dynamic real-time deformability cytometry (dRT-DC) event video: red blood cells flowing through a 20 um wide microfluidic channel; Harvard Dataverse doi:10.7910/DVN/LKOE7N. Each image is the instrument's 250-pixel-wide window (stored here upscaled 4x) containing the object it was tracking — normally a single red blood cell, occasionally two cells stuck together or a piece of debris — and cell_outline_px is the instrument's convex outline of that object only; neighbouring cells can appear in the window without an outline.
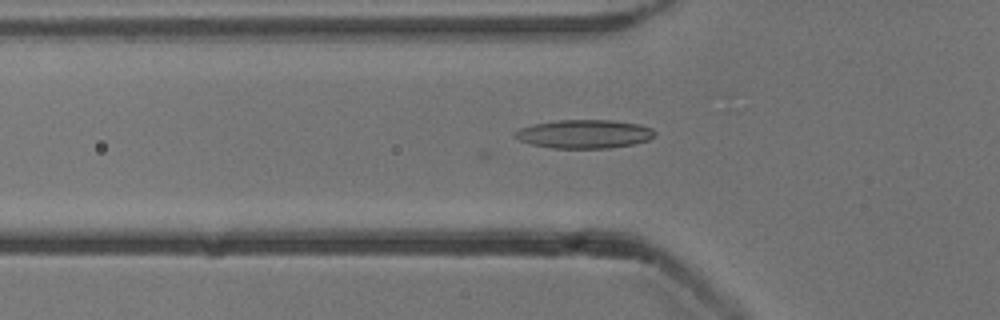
{"species": "common noctule bat (a hibernating species)", "species_latin": "Nyctalus noctula", "temperature_condition": "cold", "stored_images_in_passage": 24, "camera_frame_rate_fps": 3000, "um_per_image_px": 0.085, "animal": {"sex": "male", "body_mass_g": 13.3}, "frame": {"image": 1, "passage_image": 6, "time_ms": 1.667, "image_size_px": [1000, 320], "cell_outline_px": [[656, 132], [648, 140], [632, 144], [608, 148], [552, 148], [532, 144], [520, 140], [512, 136], [512, 132], [520, 128], [532, 124], [556, 120], [612, 120], [640, 124], [652, 128]], "centroid_in_image_um": [49.62, 11.38], "position_along_channel_um": 76.2, "area_um2": 23.35}}
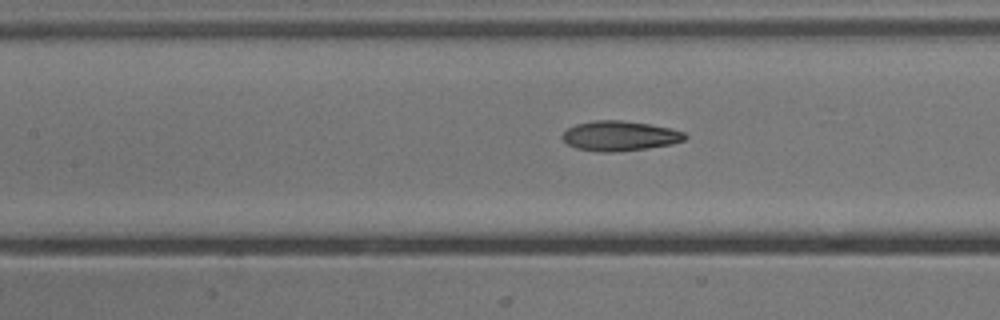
{"frame": {"image": 2, "passage_image": 12, "time_ms": 3.667, "image_size_px": [1000, 320], "cell_outline_px": [[688, 136], [684, 140], [672, 144], [644, 148], [612, 152], [600, 152], [576, 148], [568, 144], [560, 136], [568, 128], [576, 124], [592, 120], [620, 120], [648, 124], [672, 128], [684, 132]], "centroid_in_image_um": [52.67, 11.54], "position_along_channel_um": 154.7, "area_um2": 21.27}}
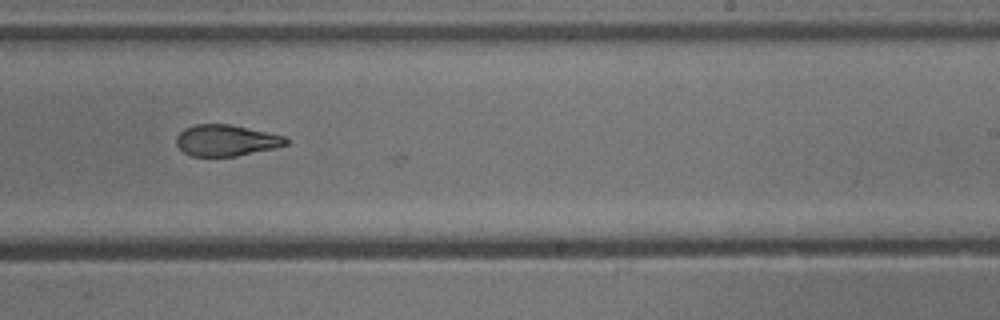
{"frame": {"image": 3, "passage_image": 21, "time_ms": 6.667, "image_size_px": [1000, 320], "cell_outline_px": [[288, 144], [272, 148], [236, 156], [192, 156], [184, 152], [176, 144], [176, 136], [184, 128], [196, 124], [232, 124], [284, 136], [288, 140]], "centroid_in_image_um": [19.19, 11.92], "position_along_channel_um": 269.8, "area_um2": 19.83}}